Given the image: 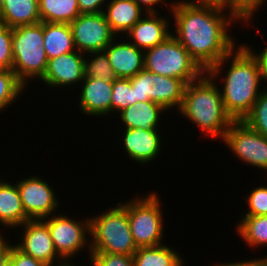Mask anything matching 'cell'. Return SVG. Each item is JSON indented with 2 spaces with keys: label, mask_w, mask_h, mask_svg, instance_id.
I'll use <instances>...</instances> for the list:
<instances>
[{
  "label": "cell",
  "mask_w": 267,
  "mask_h": 266,
  "mask_svg": "<svg viewBox=\"0 0 267 266\" xmlns=\"http://www.w3.org/2000/svg\"><path fill=\"white\" fill-rule=\"evenodd\" d=\"M29 221L25 215L17 184L0 180V224L16 228Z\"/></svg>",
  "instance_id": "44dd1931"
},
{
  "label": "cell",
  "mask_w": 267,
  "mask_h": 266,
  "mask_svg": "<svg viewBox=\"0 0 267 266\" xmlns=\"http://www.w3.org/2000/svg\"><path fill=\"white\" fill-rule=\"evenodd\" d=\"M22 227L23 239L15 245L19 250L48 266L55 265V259L64 261L55 250L48 226L42 219L26 221Z\"/></svg>",
  "instance_id": "4fadbf2b"
},
{
  "label": "cell",
  "mask_w": 267,
  "mask_h": 266,
  "mask_svg": "<svg viewBox=\"0 0 267 266\" xmlns=\"http://www.w3.org/2000/svg\"><path fill=\"white\" fill-rule=\"evenodd\" d=\"M12 54V70L25 87L30 78L44 76L48 58L43 47V22L12 28Z\"/></svg>",
  "instance_id": "5b68a950"
},
{
  "label": "cell",
  "mask_w": 267,
  "mask_h": 266,
  "mask_svg": "<svg viewBox=\"0 0 267 266\" xmlns=\"http://www.w3.org/2000/svg\"><path fill=\"white\" fill-rule=\"evenodd\" d=\"M237 233L246 244L253 247L267 245V216H242Z\"/></svg>",
  "instance_id": "484cf974"
},
{
  "label": "cell",
  "mask_w": 267,
  "mask_h": 266,
  "mask_svg": "<svg viewBox=\"0 0 267 266\" xmlns=\"http://www.w3.org/2000/svg\"><path fill=\"white\" fill-rule=\"evenodd\" d=\"M24 89L12 69H0V111L10 106Z\"/></svg>",
  "instance_id": "4316f807"
},
{
  "label": "cell",
  "mask_w": 267,
  "mask_h": 266,
  "mask_svg": "<svg viewBox=\"0 0 267 266\" xmlns=\"http://www.w3.org/2000/svg\"><path fill=\"white\" fill-rule=\"evenodd\" d=\"M115 40L104 51L116 77L131 78L144 69V51L134 46L129 39L126 40L127 43H117Z\"/></svg>",
  "instance_id": "e0dca14e"
},
{
  "label": "cell",
  "mask_w": 267,
  "mask_h": 266,
  "mask_svg": "<svg viewBox=\"0 0 267 266\" xmlns=\"http://www.w3.org/2000/svg\"><path fill=\"white\" fill-rule=\"evenodd\" d=\"M91 54V55H90ZM90 60L84 61V77L98 78L106 81L116 79L113 68L105 51L89 52Z\"/></svg>",
  "instance_id": "83f0119b"
},
{
  "label": "cell",
  "mask_w": 267,
  "mask_h": 266,
  "mask_svg": "<svg viewBox=\"0 0 267 266\" xmlns=\"http://www.w3.org/2000/svg\"><path fill=\"white\" fill-rule=\"evenodd\" d=\"M15 183L20 193L25 215L29 220L44 219L55 213L59 202L48 182L39 176H30Z\"/></svg>",
  "instance_id": "7c38bea8"
},
{
  "label": "cell",
  "mask_w": 267,
  "mask_h": 266,
  "mask_svg": "<svg viewBox=\"0 0 267 266\" xmlns=\"http://www.w3.org/2000/svg\"><path fill=\"white\" fill-rule=\"evenodd\" d=\"M136 103L134 87L130 78H116L112 81L111 114L113 111L121 112Z\"/></svg>",
  "instance_id": "f1b7e54d"
},
{
  "label": "cell",
  "mask_w": 267,
  "mask_h": 266,
  "mask_svg": "<svg viewBox=\"0 0 267 266\" xmlns=\"http://www.w3.org/2000/svg\"><path fill=\"white\" fill-rule=\"evenodd\" d=\"M4 266H14V265L8 260Z\"/></svg>",
  "instance_id": "7bdbcfd3"
},
{
  "label": "cell",
  "mask_w": 267,
  "mask_h": 266,
  "mask_svg": "<svg viewBox=\"0 0 267 266\" xmlns=\"http://www.w3.org/2000/svg\"><path fill=\"white\" fill-rule=\"evenodd\" d=\"M79 108L82 114L106 116L111 113L112 81L84 77Z\"/></svg>",
  "instance_id": "2e32d148"
},
{
  "label": "cell",
  "mask_w": 267,
  "mask_h": 266,
  "mask_svg": "<svg viewBox=\"0 0 267 266\" xmlns=\"http://www.w3.org/2000/svg\"><path fill=\"white\" fill-rule=\"evenodd\" d=\"M239 160L267 171V138L242 120H234L223 138Z\"/></svg>",
  "instance_id": "9c48e42d"
},
{
  "label": "cell",
  "mask_w": 267,
  "mask_h": 266,
  "mask_svg": "<svg viewBox=\"0 0 267 266\" xmlns=\"http://www.w3.org/2000/svg\"><path fill=\"white\" fill-rule=\"evenodd\" d=\"M47 218L42 220L48 226L55 250L64 261H70L79 250L90 244L86 239L87 233H90L89 218L82 220L81 223L62 214Z\"/></svg>",
  "instance_id": "30bf717a"
},
{
  "label": "cell",
  "mask_w": 267,
  "mask_h": 266,
  "mask_svg": "<svg viewBox=\"0 0 267 266\" xmlns=\"http://www.w3.org/2000/svg\"><path fill=\"white\" fill-rule=\"evenodd\" d=\"M3 10V0H0V16Z\"/></svg>",
  "instance_id": "b9f144b4"
},
{
  "label": "cell",
  "mask_w": 267,
  "mask_h": 266,
  "mask_svg": "<svg viewBox=\"0 0 267 266\" xmlns=\"http://www.w3.org/2000/svg\"><path fill=\"white\" fill-rule=\"evenodd\" d=\"M145 16L126 33L131 43L143 51L160 44L172 34L168 31V18L158 17L157 12L146 13Z\"/></svg>",
  "instance_id": "ac0fdd59"
},
{
  "label": "cell",
  "mask_w": 267,
  "mask_h": 266,
  "mask_svg": "<svg viewBox=\"0 0 267 266\" xmlns=\"http://www.w3.org/2000/svg\"><path fill=\"white\" fill-rule=\"evenodd\" d=\"M215 266H267V256L258 259L256 258L255 260L230 262L226 264H217Z\"/></svg>",
  "instance_id": "74e56055"
},
{
  "label": "cell",
  "mask_w": 267,
  "mask_h": 266,
  "mask_svg": "<svg viewBox=\"0 0 267 266\" xmlns=\"http://www.w3.org/2000/svg\"><path fill=\"white\" fill-rule=\"evenodd\" d=\"M12 28L0 24V69H12Z\"/></svg>",
  "instance_id": "836d02e7"
},
{
  "label": "cell",
  "mask_w": 267,
  "mask_h": 266,
  "mask_svg": "<svg viewBox=\"0 0 267 266\" xmlns=\"http://www.w3.org/2000/svg\"><path fill=\"white\" fill-rule=\"evenodd\" d=\"M250 192L246 200L248 212L242 216H267V187L260 186Z\"/></svg>",
  "instance_id": "d6a6232c"
},
{
  "label": "cell",
  "mask_w": 267,
  "mask_h": 266,
  "mask_svg": "<svg viewBox=\"0 0 267 266\" xmlns=\"http://www.w3.org/2000/svg\"><path fill=\"white\" fill-rule=\"evenodd\" d=\"M43 47L48 60L75 51L70 24L43 22Z\"/></svg>",
  "instance_id": "7402d4cb"
},
{
  "label": "cell",
  "mask_w": 267,
  "mask_h": 266,
  "mask_svg": "<svg viewBox=\"0 0 267 266\" xmlns=\"http://www.w3.org/2000/svg\"><path fill=\"white\" fill-rule=\"evenodd\" d=\"M148 195L127 202L130 229L137 248L162 243L164 233L162 204L157 193L152 192Z\"/></svg>",
  "instance_id": "52a82bcc"
},
{
  "label": "cell",
  "mask_w": 267,
  "mask_h": 266,
  "mask_svg": "<svg viewBox=\"0 0 267 266\" xmlns=\"http://www.w3.org/2000/svg\"><path fill=\"white\" fill-rule=\"evenodd\" d=\"M79 6V12L81 14L86 13H100L103 12L104 2L107 0H77Z\"/></svg>",
  "instance_id": "d590c367"
},
{
  "label": "cell",
  "mask_w": 267,
  "mask_h": 266,
  "mask_svg": "<svg viewBox=\"0 0 267 266\" xmlns=\"http://www.w3.org/2000/svg\"><path fill=\"white\" fill-rule=\"evenodd\" d=\"M75 49L81 53L104 51L114 40L112 31L103 12L80 14L71 23Z\"/></svg>",
  "instance_id": "8fae6325"
},
{
  "label": "cell",
  "mask_w": 267,
  "mask_h": 266,
  "mask_svg": "<svg viewBox=\"0 0 267 266\" xmlns=\"http://www.w3.org/2000/svg\"><path fill=\"white\" fill-rule=\"evenodd\" d=\"M9 261L14 266H48L44 262L24 254L15 245L10 252Z\"/></svg>",
  "instance_id": "e575fe53"
},
{
  "label": "cell",
  "mask_w": 267,
  "mask_h": 266,
  "mask_svg": "<svg viewBox=\"0 0 267 266\" xmlns=\"http://www.w3.org/2000/svg\"><path fill=\"white\" fill-rule=\"evenodd\" d=\"M69 262V263H68ZM71 261H59L57 265L55 266H75L74 264L70 263ZM50 266H54V265H50Z\"/></svg>",
  "instance_id": "60d3db41"
},
{
  "label": "cell",
  "mask_w": 267,
  "mask_h": 266,
  "mask_svg": "<svg viewBox=\"0 0 267 266\" xmlns=\"http://www.w3.org/2000/svg\"><path fill=\"white\" fill-rule=\"evenodd\" d=\"M242 121L267 138V87L260 93L251 111Z\"/></svg>",
  "instance_id": "f546056e"
},
{
  "label": "cell",
  "mask_w": 267,
  "mask_h": 266,
  "mask_svg": "<svg viewBox=\"0 0 267 266\" xmlns=\"http://www.w3.org/2000/svg\"><path fill=\"white\" fill-rule=\"evenodd\" d=\"M122 143L127 155L140 164L152 162L161 149L158 129H125Z\"/></svg>",
  "instance_id": "9a60e30c"
},
{
  "label": "cell",
  "mask_w": 267,
  "mask_h": 266,
  "mask_svg": "<svg viewBox=\"0 0 267 266\" xmlns=\"http://www.w3.org/2000/svg\"><path fill=\"white\" fill-rule=\"evenodd\" d=\"M266 0H224V3L240 18L241 22H248L253 18L256 9L263 6Z\"/></svg>",
  "instance_id": "4dcf8cb0"
},
{
  "label": "cell",
  "mask_w": 267,
  "mask_h": 266,
  "mask_svg": "<svg viewBox=\"0 0 267 266\" xmlns=\"http://www.w3.org/2000/svg\"><path fill=\"white\" fill-rule=\"evenodd\" d=\"M144 12L134 0H110L103 14L112 31L119 35L126 34L146 15Z\"/></svg>",
  "instance_id": "d6986e66"
},
{
  "label": "cell",
  "mask_w": 267,
  "mask_h": 266,
  "mask_svg": "<svg viewBox=\"0 0 267 266\" xmlns=\"http://www.w3.org/2000/svg\"><path fill=\"white\" fill-rule=\"evenodd\" d=\"M41 22L71 23L81 13L77 0H38Z\"/></svg>",
  "instance_id": "d4e9b609"
},
{
  "label": "cell",
  "mask_w": 267,
  "mask_h": 266,
  "mask_svg": "<svg viewBox=\"0 0 267 266\" xmlns=\"http://www.w3.org/2000/svg\"><path fill=\"white\" fill-rule=\"evenodd\" d=\"M252 52H255L254 55L257 57L261 71H262V81H267V46L265 49L261 50L258 54L256 51L252 50V47L247 46Z\"/></svg>",
  "instance_id": "f35d334b"
},
{
  "label": "cell",
  "mask_w": 267,
  "mask_h": 266,
  "mask_svg": "<svg viewBox=\"0 0 267 266\" xmlns=\"http://www.w3.org/2000/svg\"><path fill=\"white\" fill-rule=\"evenodd\" d=\"M136 102L152 101L165 110L180 108L186 83L182 79L153 74L142 69L130 78Z\"/></svg>",
  "instance_id": "ba28073f"
},
{
  "label": "cell",
  "mask_w": 267,
  "mask_h": 266,
  "mask_svg": "<svg viewBox=\"0 0 267 266\" xmlns=\"http://www.w3.org/2000/svg\"><path fill=\"white\" fill-rule=\"evenodd\" d=\"M90 252L124 254L132 256L138 249L134 243L127 202L117 204L107 212L90 219Z\"/></svg>",
  "instance_id": "277c9868"
},
{
  "label": "cell",
  "mask_w": 267,
  "mask_h": 266,
  "mask_svg": "<svg viewBox=\"0 0 267 266\" xmlns=\"http://www.w3.org/2000/svg\"><path fill=\"white\" fill-rule=\"evenodd\" d=\"M207 72L189 82L178 111L212 138H224L234 121L226 112L219 87ZM216 84V85H215Z\"/></svg>",
  "instance_id": "3957f363"
},
{
  "label": "cell",
  "mask_w": 267,
  "mask_h": 266,
  "mask_svg": "<svg viewBox=\"0 0 267 266\" xmlns=\"http://www.w3.org/2000/svg\"><path fill=\"white\" fill-rule=\"evenodd\" d=\"M14 245H9L4 239V235L0 233V266H4L9 260L10 252Z\"/></svg>",
  "instance_id": "8d00e7d4"
},
{
  "label": "cell",
  "mask_w": 267,
  "mask_h": 266,
  "mask_svg": "<svg viewBox=\"0 0 267 266\" xmlns=\"http://www.w3.org/2000/svg\"><path fill=\"white\" fill-rule=\"evenodd\" d=\"M38 0H3L0 24L10 28L41 22Z\"/></svg>",
  "instance_id": "603a6c76"
},
{
  "label": "cell",
  "mask_w": 267,
  "mask_h": 266,
  "mask_svg": "<svg viewBox=\"0 0 267 266\" xmlns=\"http://www.w3.org/2000/svg\"><path fill=\"white\" fill-rule=\"evenodd\" d=\"M144 69L153 74L182 79L186 84L205 73L173 33L160 44L144 51Z\"/></svg>",
  "instance_id": "8992f818"
},
{
  "label": "cell",
  "mask_w": 267,
  "mask_h": 266,
  "mask_svg": "<svg viewBox=\"0 0 267 266\" xmlns=\"http://www.w3.org/2000/svg\"><path fill=\"white\" fill-rule=\"evenodd\" d=\"M145 13H156L154 5L157 6L158 3L166 4L165 0H134ZM145 8V9H144Z\"/></svg>",
  "instance_id": "ab89813d"
},
{
  "label": "cell",
  "mask_w": 267,
  "mask_h": 266,
  "mask_svg": "<svg viewBox=\"0 0 267 266\" xmlns=\"http://www.w3.org/2000/svg\"><path fill=\"white\" fill-rule=\"evenodd\" d=\"M84 53L77 50L49 59L44 76L40 79L44 84L61 87L76 84L84 80Z\"/></svg>",
  "instance_id": "5bb4252c"
},
{
  "label": "cell",
  "mask_w": 267,
  "mask_h": 266,
  "mask_svg": "<svg viewBox=\"0 0 267 266\" xmlns=\"http://www.w3.org/2000/svg\"><path fill=\"white\" fill-rule=\"evenodd\" d=\"M92 266H135L133 257L124 254L89 252Z\"/></svg>",
  "instance_id": "1f68e13d"
},
{
  "label": "cell",
  "mask_w": 267,
  "mask_h": 266,
  "mask_svg": "<svg viewBox=\"0 0 267 266\" xmlns=\"http://www.w3.org/2000/svg\"><path fill=\"white\" fill-rule=\"evenodd\" d=\"M162 111L167 110L152 101H141L128 106L119 114L123 125H125L124 129H158Z\"/></svg>",
  "instance_id": "ffe728a7"
},
{
  "label": "cell",
  "mask_w": 267,
  "mask_h": 266,
  "mask_svg": "<svg viewBox=\"0 0 267 266\" xmlns=\"http://www.w3.org/2000/svg\"><path fill=\"white\" fill-rule=\"evenodd\" d=\"M246 45H239L230 52L233 59L223 79V90H220L225 110L233 120H243L263 91L262 88L259 90L262 81L260 63Z\"/></svg>",
  "instance_id": "7a4b0ae2"
},
{
  "label": "cell",
  "mask_w": 267,
  "mask_h": 266,
  "mask_svg": "<svg viewBox=\"0 0 267 266\" xmlns=\"http://www.w3.org/2000/svg\"><path fill=\"white\" fill-rule=\"evenodd\" d=\"M177 251L166 245L139 247L132 255L135 266H183Z\"/></svg>",
  "instance_id": "cb8c5ba5"
},
{
  "label": "cell",
  "mask_w": 267,
  "mask_h": 266,
  "mask_svg": "<svg viewBox=\"0 0 267 266\" xmlns=\"http://www.w3.org/2000/svg\"><path fill=\"white\" fill-rule=\"evenodd\" d=\"M177 41L212 78L222 74V65L235 48L228 28L240 20L222 0H191L170 3ZM226 10H229L226 15ZM225 13V14H224Z\"/></svg>",
  "instance_id": "6da1fadb"
}]
</instances>
